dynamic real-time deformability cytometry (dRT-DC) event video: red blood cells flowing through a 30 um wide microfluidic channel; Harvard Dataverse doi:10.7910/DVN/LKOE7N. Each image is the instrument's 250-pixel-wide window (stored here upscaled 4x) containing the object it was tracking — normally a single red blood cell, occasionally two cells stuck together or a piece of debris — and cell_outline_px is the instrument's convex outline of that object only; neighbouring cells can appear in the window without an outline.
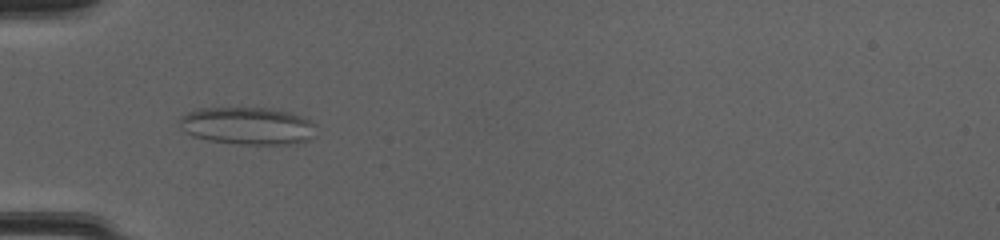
{"species": "common noctule bat (a hibernating species)", "species_latin": "Nyctalus noctula", "temperature_condition": "cold", "stored_images_in_passage": 51, "camera_frame_rate_fps": 3000, "um_per_image_px": 0.085, "animal": {"sex": "female", "body_mass_g": 20.0, "forearm_length_mm": 54.0}, "frame": {"image": 1, "passage_image": 18, "time_ms": 5.667, "image_size_px": [1000, 240], "cell_outline_px": [[316, 124], [312, 136], [308, 140], [296, 144], [236, 144], [208, 140], [192, 136], [184, 132], [180, 128], [180, 116], [196, 108], [272, 108], [292, 112], [312, 120]], "centroid_in_image_um": [21.05, 10.69], "position_along_channel_um": 64.0, "area_um2": 30.23}}
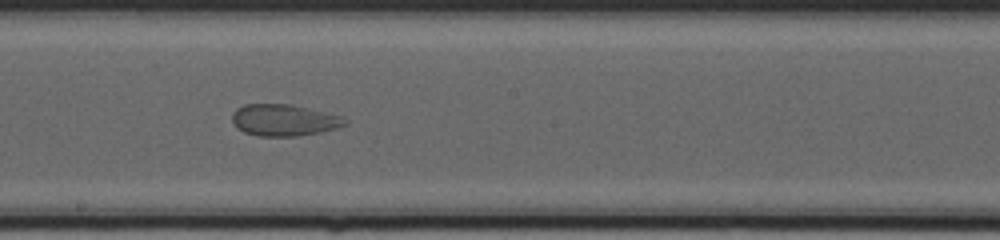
{"frame": {"image": 2, "passage_image": 30, "time_ms": 9.667, "image_size_px": [1000, 240], "cell_outline_px": [[348, 124], [336, 128], [320, 132], [296, 136], [256, 136], [244, 132], [236, 128], [232, 120], [232, 112], [236, 108], [244, 104], [292, 104], [344, 116], [348, 120]], "centroid_in_image_um": [24.14, 10.2], "position_along_channel_um": 224.1, "area_um2": 21.1}}
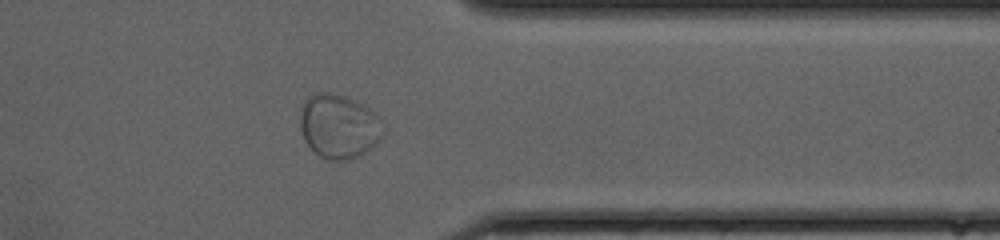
{"frame": {"image": 3, "passage_image": 42, "time_ms": 13.667, "image_size_px": [1000, 240], "cell_outline_px": [[384, 136], [380, 140], [364, 152], [348, 160], [328, 160], [320, 156], [304, 140], [300, 128], [300, 108], [304, 100], [308, 96], [316, 92], [328, 92], [344, 96], [376, 112], [384, 120]], "centroid_in_image_um": [28.81, 10.72], "position_along_channel_um": 382.6, "area_um2": 31.27}}